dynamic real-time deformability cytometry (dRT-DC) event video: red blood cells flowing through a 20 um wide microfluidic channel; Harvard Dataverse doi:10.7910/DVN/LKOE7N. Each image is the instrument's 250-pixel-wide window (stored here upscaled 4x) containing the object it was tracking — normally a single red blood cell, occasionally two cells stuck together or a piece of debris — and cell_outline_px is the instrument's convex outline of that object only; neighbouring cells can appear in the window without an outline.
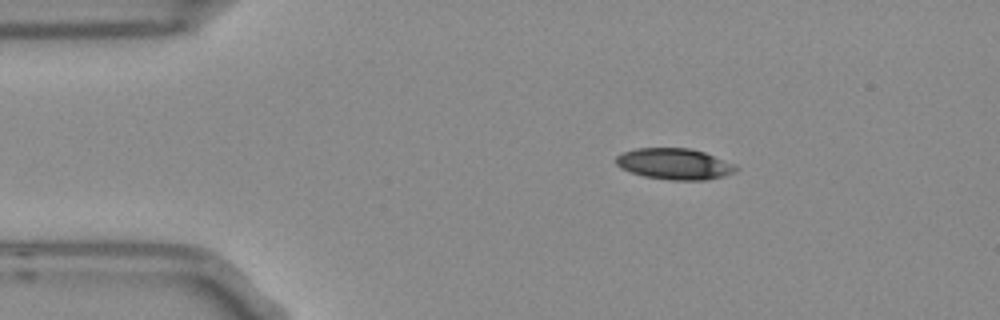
{"species": "Egyptian fruit bat (a non-hibernating species)", "species_latin": "Rousettus aegyptiacus", "temperature_condition": "room temperature", "stored_images_in_passage": 8, "camera_frame_rate_fps": 3000, "um_per_image_px": 0.085, "frame": {"image": 1, "passage_image": 2, "time_ms": 0.333, "image_size_px": [1000, 320], "cell_outline_px": [[740, 168], [736, 172], [724, 176], [708, 180], [672, 180], [644, 176], [620, 168], [616, 164], [616, 156], [624, 152], [636, 148], [688, 148], [704, 152], [732, 164]], "centroid_in_image_um": [57.33, 13.94], "position_along_channel_um": 27.7, "area_um2": 21.62}}
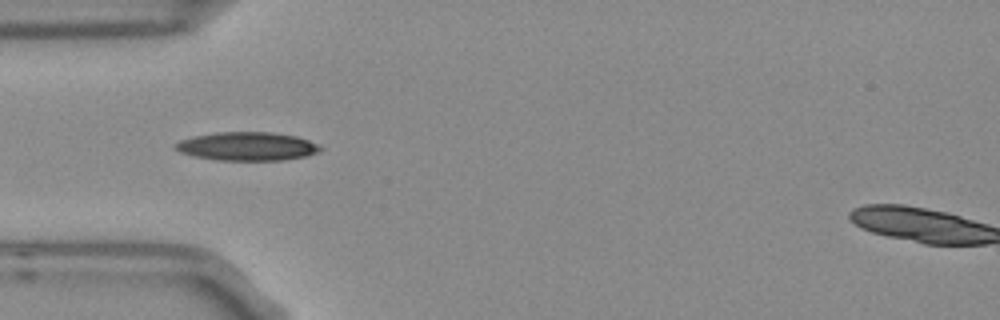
{"frame": {"image": 2, "passage_image": 4, "time_ms": 1.0, "image_size_px": [1000, 320], "cell_outline_px": [[324, 148], [320, 152], [304, 156], [284, 160], [216, 160], [192, 156], [180, 152], [172, 148], [172, 144], [180, 140], [192, 136], [216, 132], [272, 132], [296, 136], [320, 144]], "centroid_in_image_um": [20.98, 12.43], "position_along_channel_um": 64.0, "area_um2": 24.45}}
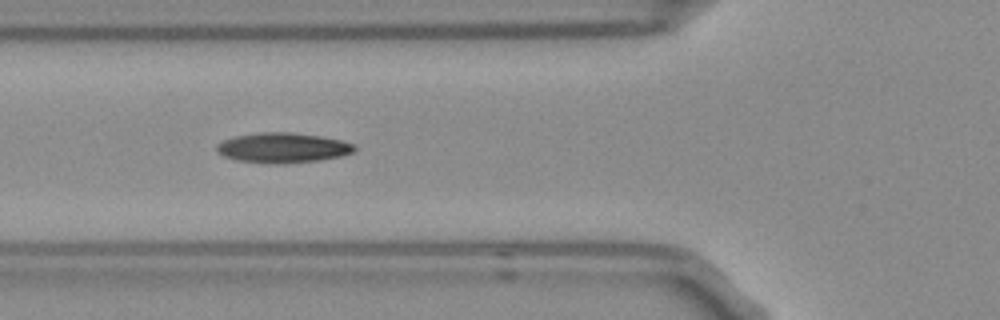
{"frame": {"image": 3, "passage_image": 5, "time_ms": 1.333, "image_size_px": [1000, 320], "cell_outline_px": [[356, 152], [340, 156], [320, 160], [276, 164], [236, 160], [224, 156], [216, 148], [216, 144], [224, 140], [236, 136], [260, 132], [292, 132], [320, 136], [340, 140], [356, 144]], "centroid_in_image_um": [24.08, 12.55], "position_along_channel_um": 101.7, "area_um2": 24.04}}